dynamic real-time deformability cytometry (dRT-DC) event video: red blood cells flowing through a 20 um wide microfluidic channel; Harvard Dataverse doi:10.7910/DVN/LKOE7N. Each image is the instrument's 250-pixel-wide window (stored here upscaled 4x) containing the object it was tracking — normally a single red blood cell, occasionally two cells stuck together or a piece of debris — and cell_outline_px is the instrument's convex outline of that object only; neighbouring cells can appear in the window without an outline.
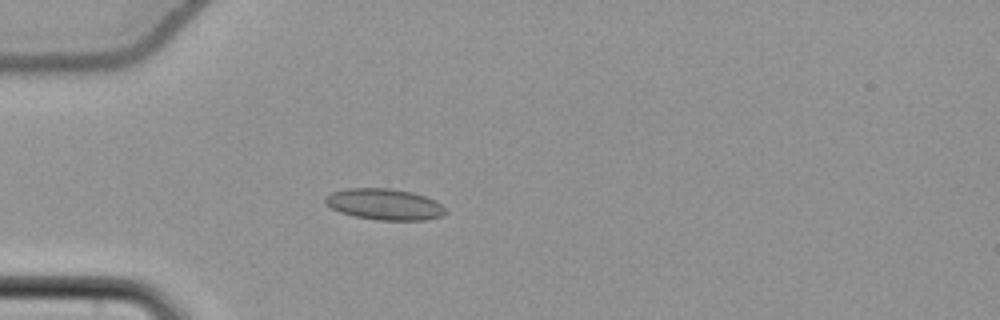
{"species": "common noctule bat (a hibernating species)", "species_latin": "Nyctalus noctula", "temperature_condition": "cold", "stored_images_in_passage": 22, "camera_frame_rate_fps": 3000, "um_per_image_px": 0.085, "animal": {"sex": "female", "body_mass_g": 22.7, "forearm_length_mm": 54.2}, "frame": {"image": 1, "passage_image": 17, "time_ms": 5.333, "image_size_px": [1000, 320], "cell_outline_px": [[444, 212], [440, 216], [424, 220], [376, 220], [356, 216], [340, 212], [324, 204], [324, 196], [332, 192], [344, 188], [392, 188], [412, 192], [436, 200], [444, 208]], "centroid_in_image_um": [32.62, 17.35], "position_along_channel_um": 52.4, "area_um2": 21.85}}
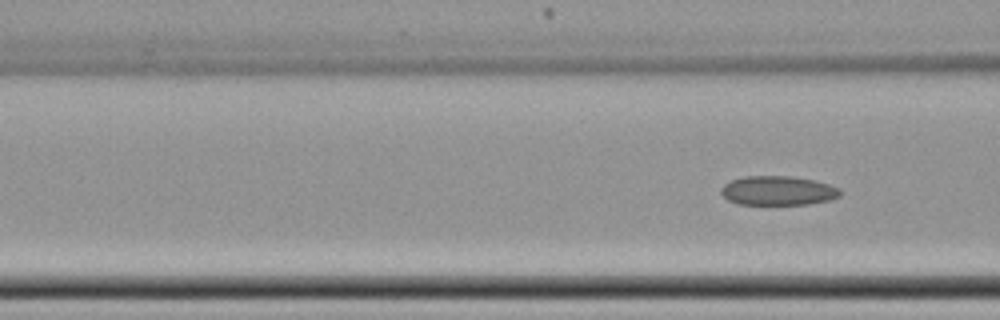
{"frame": {"image": 2, "passage_image": 22, "time_ms": 7.0, "image_size_px": [1000, 320], "cell_outline_px": [[840, 196], [828, 200], [808, 204], [736, 204], [728, 200], [720, 192], [720, 188], [724, 184], [732, 180], [744, 176], [788, 176], [816, 180], [840, 188]], "centroid_in_image_um": [66.11, 16.2], "position_along_channel_um": 100.5, "area_um2": 20.29}}